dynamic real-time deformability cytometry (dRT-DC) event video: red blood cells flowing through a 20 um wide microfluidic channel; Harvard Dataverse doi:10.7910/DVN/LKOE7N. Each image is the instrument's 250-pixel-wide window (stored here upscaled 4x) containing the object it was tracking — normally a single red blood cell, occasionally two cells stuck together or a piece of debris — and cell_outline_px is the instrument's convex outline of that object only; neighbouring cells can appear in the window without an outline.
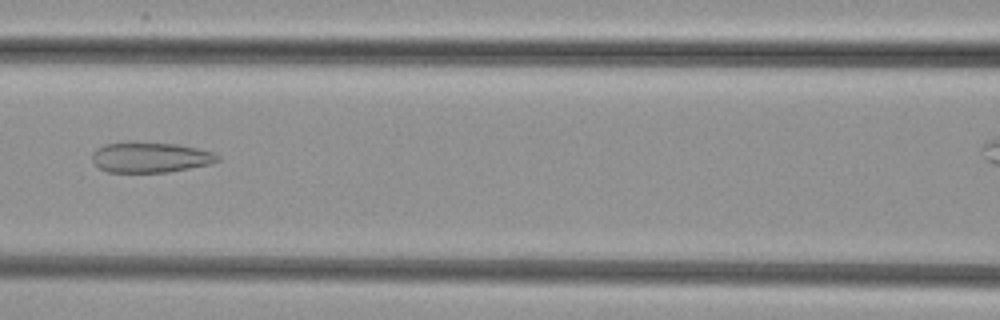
{"species": "common noctule bat (a hibernating species)", "species_latin": "Nyctalus noctula", "temperature_condition": "cold", "stored_images_in_passage": 47, "camera_frame_rate_fps": 3000, "um_per_image_px": 0.085, "animal": {"sex": "female", "body_mass_g": 29.2, "forearm_length_mm": 56.3}, "frame": {"image": 1, "passage_image": 25, "time_ms": 8.0, "image_size_px": [1000, 320], "cell_outline_px": [[220, 160], [212, 164], [168, 172], [108, 172], [100, 168], [92, 160], [92, 152], [96, 148], [104, 144], [128, 140], [132, 140], [176, 144], [196, 148], [212, 152], [220, 156]], "centroid_in_image_um": [12.75, 13.35], "position_along_channel_um": 153.8, "area_um2": 22.72}}
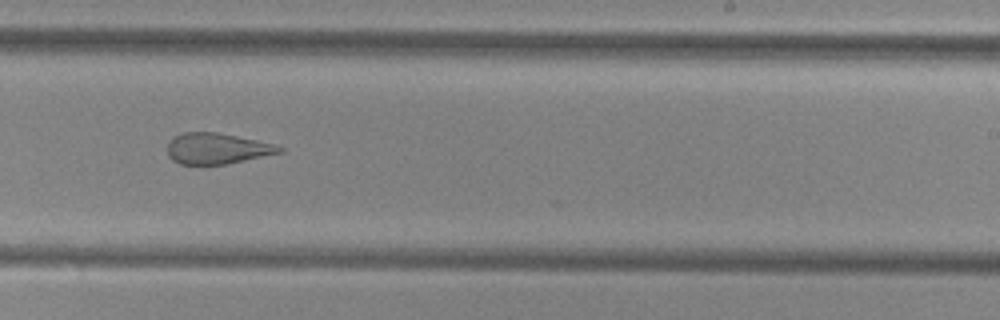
{"frame": {"image": 2, "passage_image": 34, "time_ms": 11.0, "image_size_px": [1000, 320], "cell_outline_px": [[284, 152], [224, 164], [180, 164], [172, 160], [168, 156], [168, 140], [172, 136], [184, 132], [216, 132], [276, 144], [284, 148]], "centroid_in_image_um": [18.42, 12.61], "position_along_channel_um": 270.6, "area_um2": 20.17}}
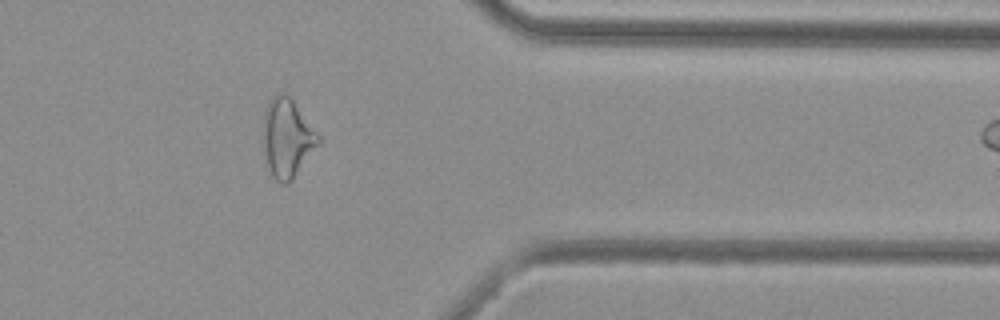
{"frame": {"image": 3, "passage_image": 44, "time_ms": 14.333, "image_size_px": [1000, 320], "cell_outline_px": [[320, 144], [292, 180], [288, 184], [280, 184], [272, 176], [264, 164], [264, 112], [268, 100], [276, 92], [284, 92], [292, 100], [320, 136]], "centroid_in_image_um": [24.39, 11.76], "position_along_channel_um": 387.0, "area_um2": 25.55}}